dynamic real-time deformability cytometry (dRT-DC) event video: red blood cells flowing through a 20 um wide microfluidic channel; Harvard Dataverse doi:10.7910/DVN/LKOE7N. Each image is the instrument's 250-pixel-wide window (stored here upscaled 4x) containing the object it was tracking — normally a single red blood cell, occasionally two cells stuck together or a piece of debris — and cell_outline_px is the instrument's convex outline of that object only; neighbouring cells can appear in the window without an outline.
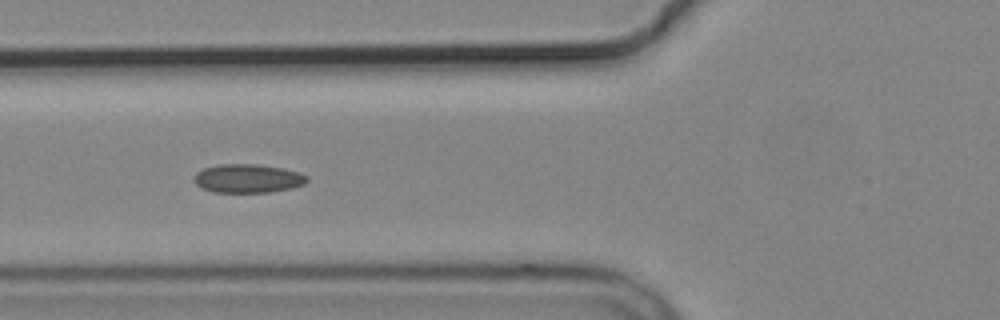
{"species": "common noctule bat (a hibernating species)", "species_latin": "Nyctalus noctula", "temperature_condition": "cold", "stored_images_in_passage": 5, "camera_frame_rate_fps": 3000, "um_per_image_px": 0.085, "animal": {"sex": "male", "body_mass_g": 19.2, "forearm_length_mm": 51.8}, "frame": {"image": 1, "passage_image": 4, "time_ms": 3.333, "image_size_px": [1000, 320], "cell_outline_px": [[308, 180], [304, 184], [292, 188], [268, 192], [212, 192], [200, 188], [196, 184], [196, 172], [204, 168], [220, 164], [256, 164], [284, 168], [300, 172], [308, 176]], "centroid_in_image_um": [21.09, 15.17], "position_along_channel_um": 104.7, "area_um2": 18.9}}
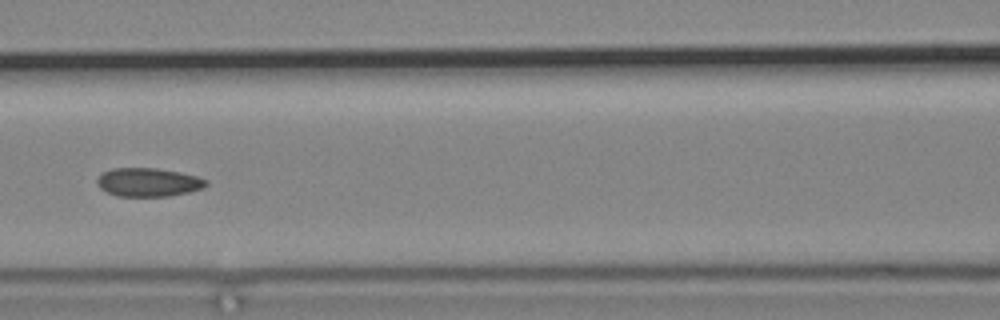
{"frame": {"image": 2, "passage_image": 5, "time_ms": 4.667, "image_size_px": [1000, 320], "cell_outline_px": [[208, 184], [204, 188], [188, 192], [168, 196], [116, 196], [100, 188], [96, 184], [96, 180], [104, 172], [112, 168], [156, 168], [180, 172], [196, 176], [208, 180]], "centroid_in_image_um": [12.62, 15.49], "position_along_channel_um": 154.0, "area_um2": 18.15}}